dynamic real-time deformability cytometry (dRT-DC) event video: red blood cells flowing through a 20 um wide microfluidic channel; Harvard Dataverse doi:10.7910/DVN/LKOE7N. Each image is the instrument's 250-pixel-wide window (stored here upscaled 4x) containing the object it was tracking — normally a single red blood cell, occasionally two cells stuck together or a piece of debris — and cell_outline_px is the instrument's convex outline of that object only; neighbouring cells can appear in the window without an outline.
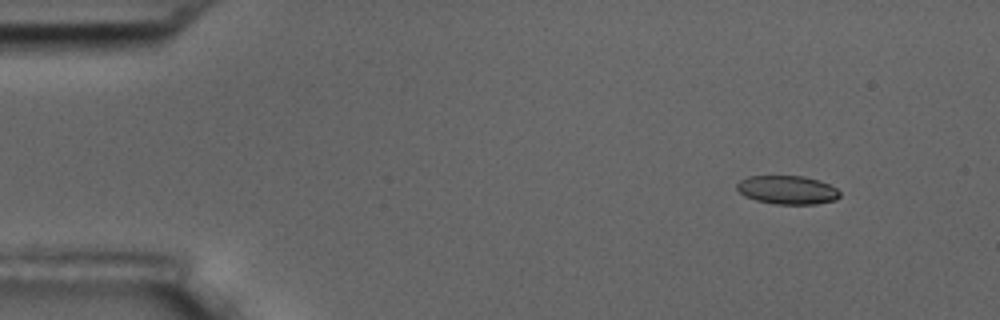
{"species": "common noctule bat (a hibernating species)", "species_latin": "Nyctalus noctula", "temperature_condition": "room temperature", "stored_images_in_passage": 4, "camera_frame_rate_fps": 3000, "um_per_image_px": 0.085, "animal": {"sex": "male", "body_mass_g": 17.5, "forearm_length_mm": 52.3}, "frame": {"image": 1, "passage_image": 1, "time_ms": 0.0, "image_size_px": [1000, 320], "cell_outline_px": [[840, 196], [836, 200], [816, 204], [776, 204], [756, 200], [744, 196], [736, 188], [736, 184], [740, 180], [748, 176], [804, 176], [820, 180], [836, 188], [840, 192]], "centroid_in_image_um": [66.93, 16.14], "position_along_channel_um": 18.1, "area_um2": 17.22}}
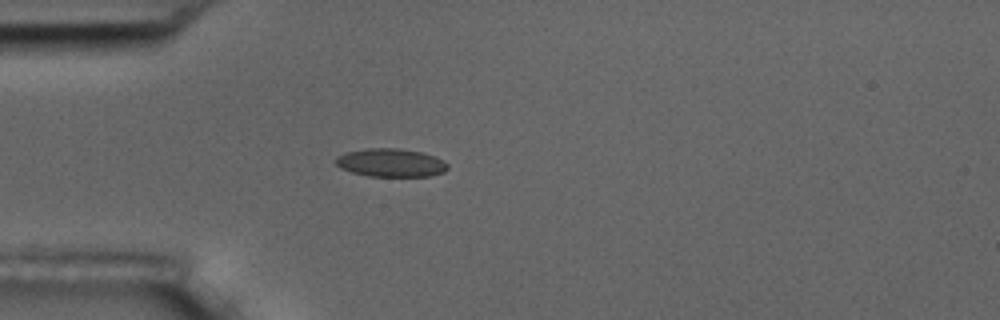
{"frame": {"image": 2, "passage_image": 4, "time_ms": 3.333, "image_size_px": [1000, 320], "cell_outline_px": [[448, 168], [444, 172], [432, 176], [368, 176], [352, 172], [340, 168], [336, 164], [336, 156], [344, 152], [368, 148], [400, 148], [420, 152], [436, 156], [444, 160], [448, 164]], "centroid_in_image_um": [33.23, 13.83], "position_along_channel_um": 51.8, "area_um2": 18.61}}